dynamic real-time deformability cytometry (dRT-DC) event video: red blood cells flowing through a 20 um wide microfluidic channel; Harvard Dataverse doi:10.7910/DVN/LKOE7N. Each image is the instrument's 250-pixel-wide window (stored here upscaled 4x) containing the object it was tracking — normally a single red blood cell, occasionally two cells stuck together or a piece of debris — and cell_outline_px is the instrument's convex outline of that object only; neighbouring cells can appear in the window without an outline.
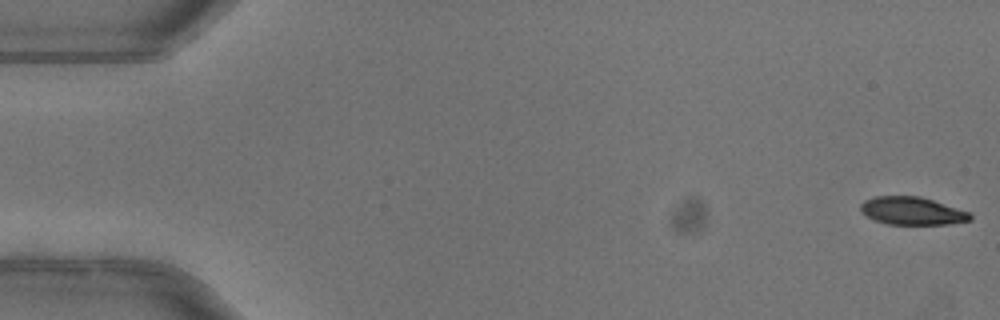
{"species": "common noctule bat (a hibernating species)", "species_latin": "Nyctalus noctula", "temperature_condition": "warm", "stored_images_in_passage": 52, "camera_frame_rate_fps": 3000, "um_per_image_px": 0.085, "animal": {"sex": "female"}, "frame": {"image": 1, "passage_image": 1, "time_ms": 0.0, "image_size_px": [1000, 320], "cell_outline_px": [[972, 220], [948, 224], [888, 224], [876, 220], [868, 216], [860, 208], [860, 204], [864, 200], [876, 196], [920, 196], [968, 212], [972, 216]], "centroid_in_image_um": [77.52, 17.92], "position_along_channel_um": 7.5, "area_um2": 17.46}}
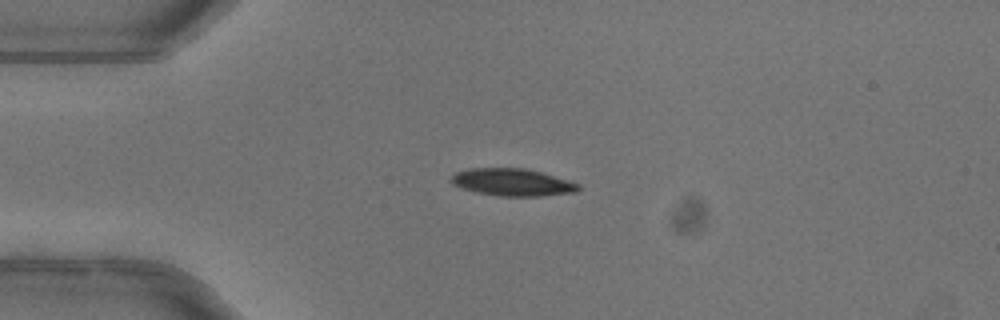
{"frame": {"image": 2, "passage_image": 13, "time_ms": 4.0, "image_size_px": [1000, 320], "cell_outline_px": [[580, 188], [576, 192], [540, 196], [500, 196], [476, 192], [452, 184], [448, 180], [456, 172], [468, 168], [524, 168], [540, 172], [580, 184]], "centroid_in_image_um": [43.52, 15.49], "position_along_channel_um": 41.5, "area_um2": 20.11}}
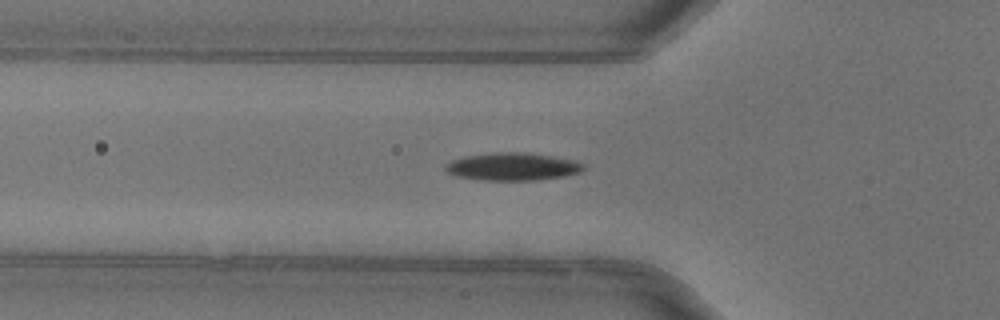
{"frame": {"image": 3, "passage_image": 18, "time_ms": 5.667, "image_size_px": [1000, 320], "cell_outline_px": [[584, 168], [580, 172], [564, 176], [532, 180], [480, 180], [456, 176], [448, 172], [444, 168], [444, 164], [452, 160], [464, 156], [496, 152], [524, 152], [572, 160], [584, 164]], "centroid_in_image_um": [43.5, 14.16], "position_along_channel_um": 82.3, "area_um2": 22.08}, "authors_computed_cell_mechanics": {"area_um2": 20.7791, "velocity_mm_per_s": 4.0184, "shape_relaxation_time_tau1_ms": 5.2251, "shape_relaxation_time_tau2_ms": 2.1879, "deformation_change_tau1": 0.1859, "deformation_change_tau2": 0.0579}}